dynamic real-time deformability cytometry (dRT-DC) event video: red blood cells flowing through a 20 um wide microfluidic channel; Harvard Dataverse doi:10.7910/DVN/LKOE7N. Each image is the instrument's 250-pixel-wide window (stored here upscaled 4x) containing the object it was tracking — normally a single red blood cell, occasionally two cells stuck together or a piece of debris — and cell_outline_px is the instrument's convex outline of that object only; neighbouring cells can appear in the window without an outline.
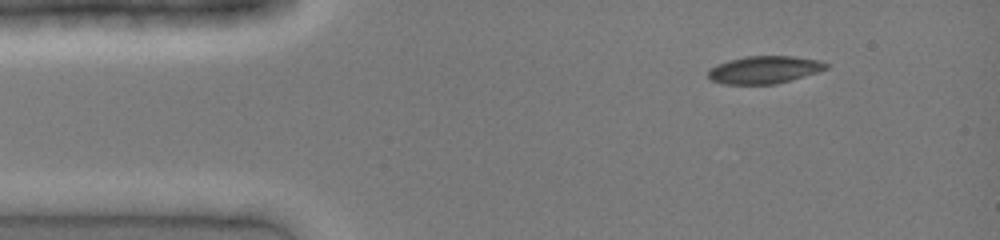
{"species": "common noctule bat (a hibernating species)", "species_latin": "Nyctalus noctula", "temperature_condition": "cold", "stored_images_in_passage": 8, "camera_frame_rate_fps": 3000, "um_per_image_px": 0.085, "animal": {"sex": "female", "body_mass_g": 19.0, "forearm_length_mm": 51.5}, "frame": {"image": 1, "passage_image": 1, "time_ms": 0.0, "image_size_px": [1000, 240], "cell_outline_px": [[828, 68], [816, 72], [776, 84], [724, 84], [712, 80], [708, 76], [708, 72], [716, 64], [728, 60], [744, 56], [792, 56], [820, 60], [828, 64]], "centroid_in_image_um": [64.95, 5.92], "position_along_channel_um": 20.0, "area_um2": 18.79}}